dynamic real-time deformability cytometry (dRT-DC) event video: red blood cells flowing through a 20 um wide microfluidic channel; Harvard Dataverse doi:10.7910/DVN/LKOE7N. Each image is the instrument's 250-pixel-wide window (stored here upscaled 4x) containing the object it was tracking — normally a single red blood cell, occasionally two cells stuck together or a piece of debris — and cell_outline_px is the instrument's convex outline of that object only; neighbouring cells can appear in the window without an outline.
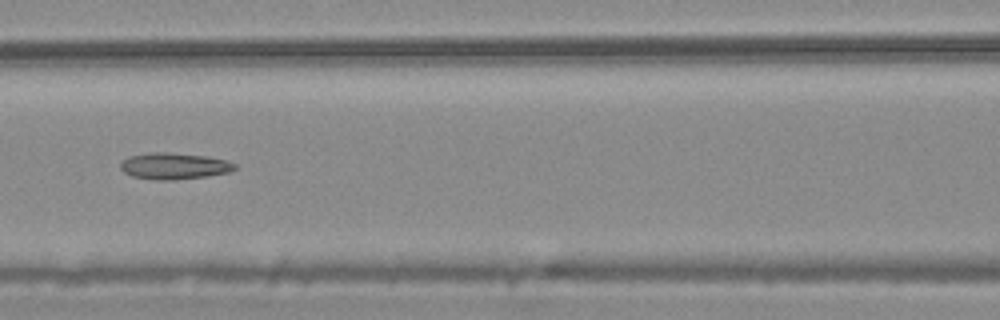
{"species": "common noctule bat (a hibernating species)", "species_latin": "Nyctalus noctula", "temperature_condition": "warm", "stored_images_in_passage": 8, "camera_frame_rate_fps": 3000, "um_per_image_px": 0.085, "animal": {"sex": "male", "body_mass_g": 20.4}, "frame": {"image": 1, "passage_image": 5, "time_ms": 1.333, "image_size_px": [1000, 320], "cell_outline_px": [[236, 168], [228, 172], [208, 176], [176, 180], [152, 180], [132, 176], [124, 172], [120, 168], [120, 164], [128, 156], [148, 152], [168, 152], [208, 156], [228, 160], [236, 164]], "centroid_in_image_um": [14.8, 14.11], "position_along_channel_um": 151.8, "area_um2": 17.86}}
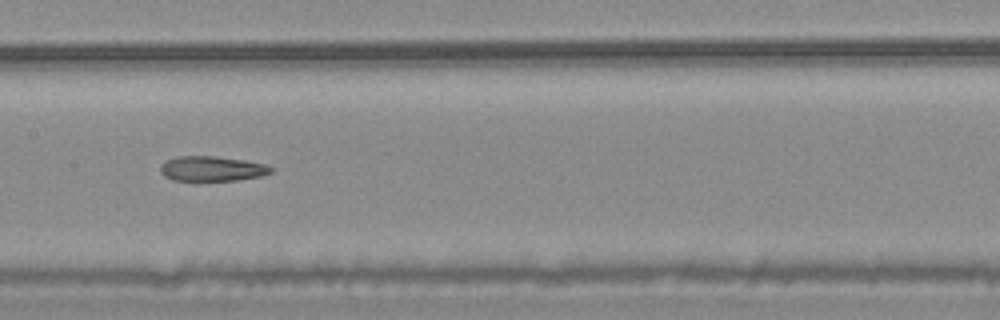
{"frame": {"image": 2, "passage_image": 6, "time_ms": 1.667, "image_size_px": [1000, 320], "cell_outline_px": [[272, 172], [260, 176], [236, 180], [172, 180], [164, 176], [160, 172], [160, 164], [176, 156], [212, 156], [244, 160], [264, 164], [272, 168]], "centroid_in_image_um": [17.97, 14.33], "position_along_channel_um": 189.4, "area_um2": 15.9}}
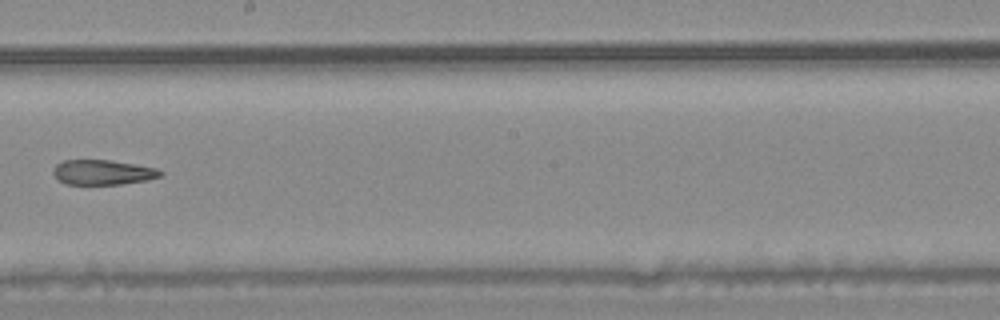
{"frame": {"image": 3, "passage_image": 7, "time_ms": 2.0, "image_size_px": [1000, 320], "cell_outline_px": [[164, 172], [160, 176], [148, 180], [120, 184], [64, 184], [52, 172], [52, 168], [56, 164], [64, 160], [108, 160], [136, 164], [156, 168]], "centroid_in_image_um": [8.73, 14.64], "position_along_channel_um": 239.5, "area_um2": 15.55}}